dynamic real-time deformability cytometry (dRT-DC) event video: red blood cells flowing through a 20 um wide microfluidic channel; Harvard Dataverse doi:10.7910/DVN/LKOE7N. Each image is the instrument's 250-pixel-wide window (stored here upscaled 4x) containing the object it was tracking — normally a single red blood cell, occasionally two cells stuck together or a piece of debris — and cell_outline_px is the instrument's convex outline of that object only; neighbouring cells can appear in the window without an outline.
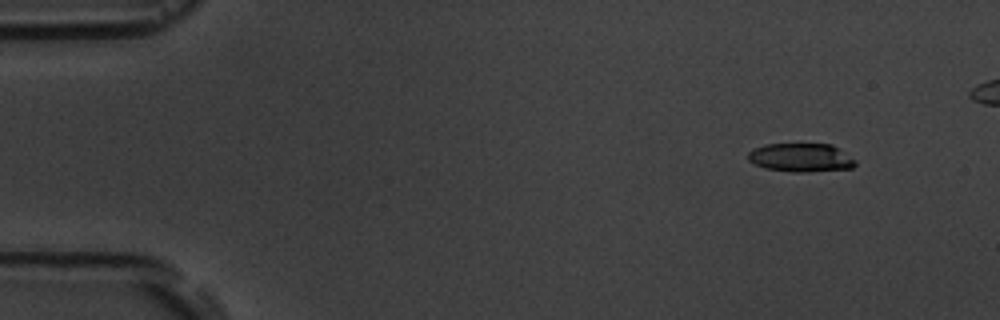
{"species": "common noctule bat (a hibernating species)", "species_latin": "Nyctalus noctula", "temperature_condition": "room temperature", "stored_images_in_passage": 8, "camera_frame_rate_fps": 3000, "um_per_image_px": 0.085, "animal": {"sex": "male", "body_mass_g": 19.5, "forearm_length_mm": 54.6}, "frame": {"image": 1, "passage_image": 1, "time_ms": 0.0, "image_size_px": [1000, 320], "cell_outline_px": [[856, 164], [852, 168], [808, 172], [792, 172], [764, 168], [748, 160], [748, 152], [752, 148], [764, 144], [832, 144], [840, 148], [856, 160]], "centroid_in_image_um": [68.08, 13.39], "position_along_channel_um": 16.9, "area_um2": 18.09}}
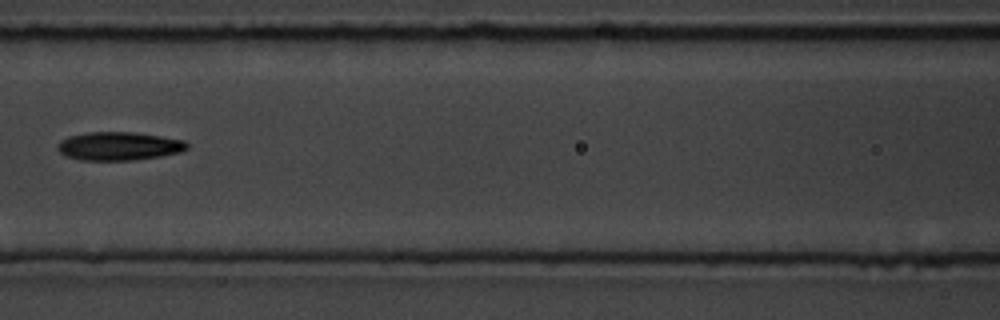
{"frame": {"image": 2, "passage_image": 6, "time_ms": 6.667, "image_size_px": [1000, 320], "cell_outline_px": [[188, 148], [180, 152], [160, 156], [132, 160], [80, 160], [68, 156], [60, 152], [56, 148], [60, 140], [68, 136], [88, 132], [132, 132], [160, 136], [184, 140], [188, 144]], "centroid_in_image_um": [10.09, 12.41], "position_along_channel_um": 156.5, "area_um2": 21.33}}
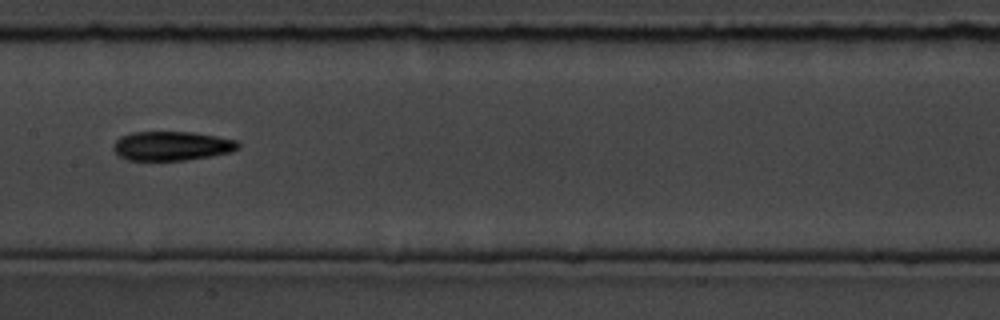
{"frame": {"image": 3, "passage_image": 7, "time_ms": 7.667, "image_size_px": [1000, 320], "cell_outline_px": [[240, 148], [228, 152], [212, 156], [184, 160], [128, 160], [120, 156], [112, 148], [112, 144], [120, 136], [132, 132], [192, 132], [216, 136], [236, 140], [240, 144]], "centroid_in_image_um": [14.58, 12.4], "position_along_channel_um": 192.8, "area_um2": 21.21}}